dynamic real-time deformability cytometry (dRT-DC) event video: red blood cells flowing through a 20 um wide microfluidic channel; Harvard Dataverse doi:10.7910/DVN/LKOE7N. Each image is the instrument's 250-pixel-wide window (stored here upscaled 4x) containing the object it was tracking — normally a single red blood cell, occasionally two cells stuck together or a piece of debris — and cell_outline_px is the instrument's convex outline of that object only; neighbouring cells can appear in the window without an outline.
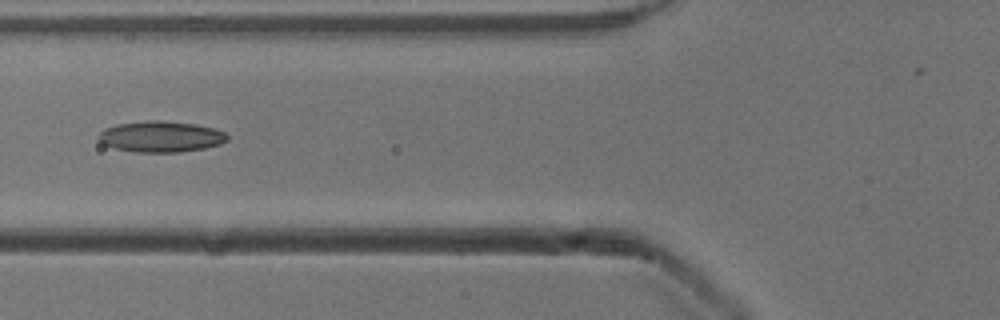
{"species": "common noctule bat (a hibernating species)", "species_latin": "Nyctalus noctula", "temperature_condition": "cold", "stored_images_in_passage": 13, "camera_frame_rate_fps": 3000, "um_per_image_px": 0.085, "animal": {"sex": "male", "body_mass_g": 13.3}, "frame": {"image": 1, "passage_image": 8, "time_ms": 2.333, "image_size_px": [1000, 320], "cell_outline_px": [[228, 140], [220, 144], [204, 148], [180, 152], [136, 152], [116, 148], [104, 144], [96, 136], [104, 128], [116, 124], [148, 120], [160, 120], [196, 124], [216, 128], [224, 132], [228, 136]], "centroid_in_image_um": [13.68, 11.6], "position_along_channel_um": 112.1, "area_um2": 23.35}}